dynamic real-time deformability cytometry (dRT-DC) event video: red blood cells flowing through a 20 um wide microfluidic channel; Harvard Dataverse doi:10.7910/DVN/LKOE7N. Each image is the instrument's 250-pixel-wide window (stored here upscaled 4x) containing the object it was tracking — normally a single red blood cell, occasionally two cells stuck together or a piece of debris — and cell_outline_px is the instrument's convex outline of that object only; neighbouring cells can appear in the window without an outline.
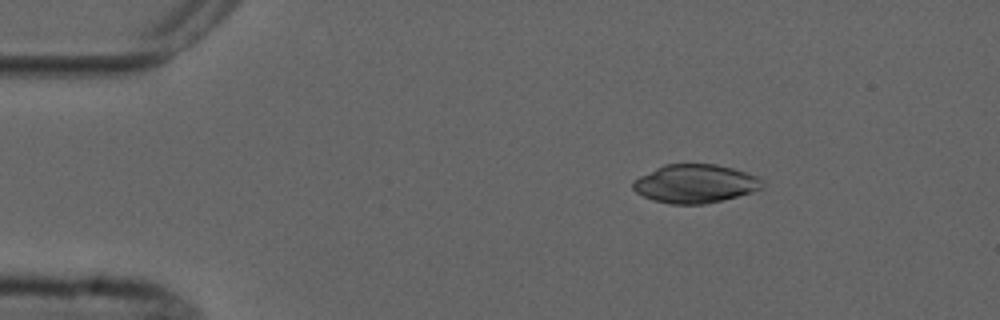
{"species": "common noctule bat (a hibernating species)", "species_latin": "Nyctalus noctula", "temperature_condition": "cold", "stored_images_in_passage": 4, "segment_of_instrument_passage": [1, 2], "camera_frame_rate_fps": 3000, "um_per_image_px": 0.085, "animal": {"sex": "male", "forearm_length_mm": 52.5}, "frame": {"image": 1, "passage_image": 1, "time_ms": 0.0, "image_size_px": [1000, 320], "cell_outline_px": [[764, 188], [752, 192], [704, 204], [672, 204], [652, 200], [636, 192], [632, 188], [632, 180], [664, 164], [716, 164], [732, 168], [756, 176], [764, 180]], "centroid_in_image_um": [59.08, 15.61], "position_along_channel_um": 25.9, "area_um2": 28.96}}